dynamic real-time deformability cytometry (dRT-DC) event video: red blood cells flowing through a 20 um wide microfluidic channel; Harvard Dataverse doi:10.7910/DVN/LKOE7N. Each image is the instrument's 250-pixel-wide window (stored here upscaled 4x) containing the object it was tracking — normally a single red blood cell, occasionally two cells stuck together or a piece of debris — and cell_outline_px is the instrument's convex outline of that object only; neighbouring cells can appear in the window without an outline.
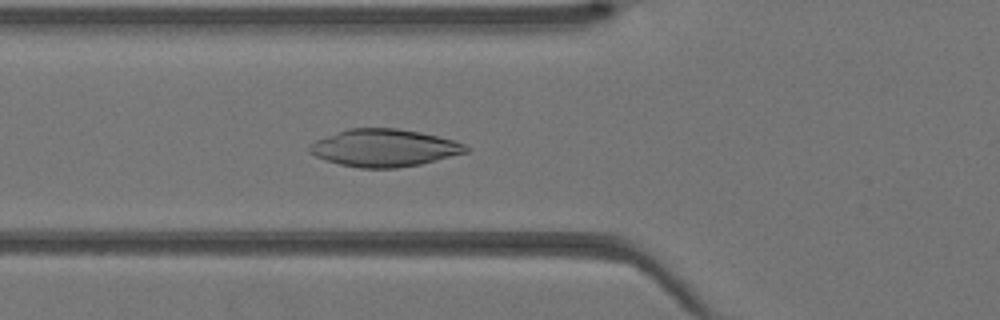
{"species": "Egyptian fruit bat (a non-hibernating species)", "species_latin": "Rousettus aegyptiacus", "temperature_condition": "warm", "stored_images_in_passage": 41, "camera_frame_rate_fps": 3000, "um_per_image_px": 0.085, "animal": {"sex": "female"}, "frame": {"image": 1, "passage_image": 14, "time_ms": 4.333, "image_size_px": [1000, 320], "cell_outline_px": [[468, 152], [420, 164], [396, 168], [360, 168], [340, 164], [324, 160], [308, 152], [308, 144], [316, 140], [348, 128], [396, 128], [420, 132], [452, 140], [464, 144], [468, 148]], "centroid_in_image_um": [32.61, 12.57], "position_along_channel_um": 93.2, "area_um2": 33.93}}
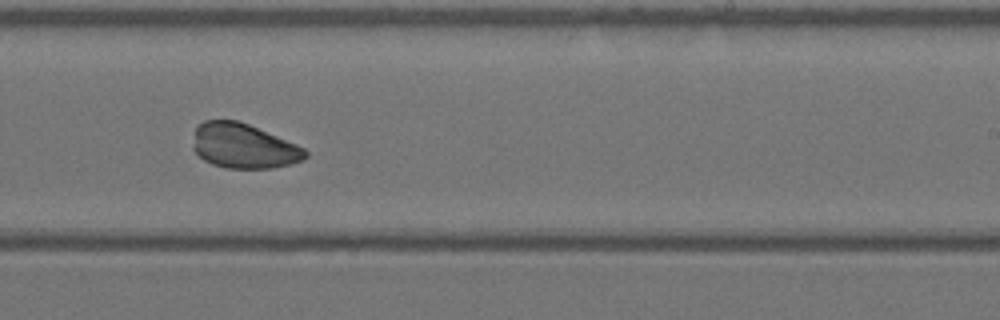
{"frame": {"image": 2, "passage_image": 25, "time_ms": 8.0, "image_size_px": [1000, 320], "cell_outline_px": [[308, 156], [304, 160], [292, 164], [272, 168], [224, 168], [212, 164], [204, 160], [192, 148], [192, 144], [196, 124], [204, 120], [236, 120], [248, 124], [296, 144], [304, 148], [308, 152]], "centroid_in_image_um": [20.69, 12.41], "position_along_channel_um": 268.3, "area_um2": 29.48}}
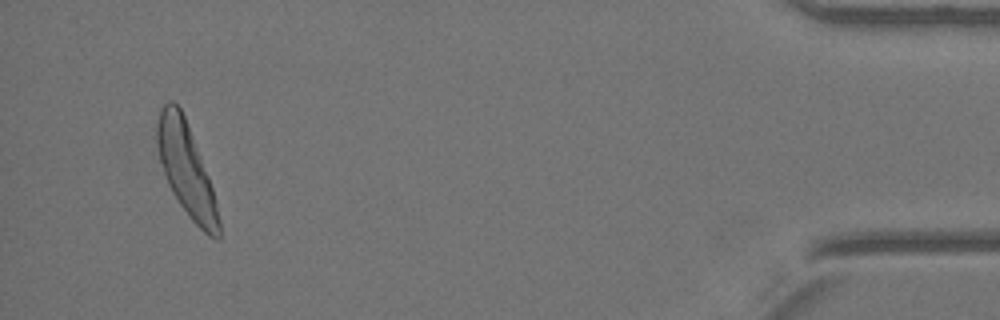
{"frame": {"image": 3, "passage_image": 39, "time_ms": 12.667, "image_size_px": [1000, 320], "cell_outline_px": [[220, 240], [216, 240], [208, 236], [192, 220], [180, 204], [172, 192], [168, 184], [160, 160], [156, 140], [156, 124], [160, 108], [168, 100], [172, 100], [180, 108], [184, 116], [208, 176], [212, 188], [220, 220]], "centroid_in_image_um": [15.82, 14.41], "position_along_channel_um": 419.4, "area_um2": 32.71}}